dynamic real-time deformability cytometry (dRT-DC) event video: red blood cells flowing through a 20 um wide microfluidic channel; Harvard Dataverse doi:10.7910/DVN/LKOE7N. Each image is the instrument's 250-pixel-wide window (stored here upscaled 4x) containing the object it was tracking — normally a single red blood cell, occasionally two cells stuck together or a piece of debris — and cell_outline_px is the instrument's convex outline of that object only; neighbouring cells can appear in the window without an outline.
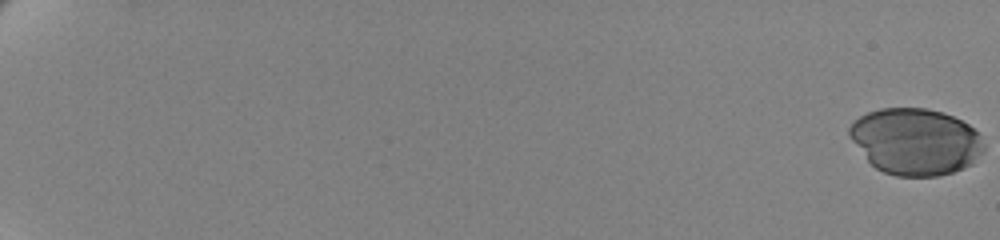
{"species": "human", "species_latin": "Homo sapiens", "temperature_condition": "cold", "stored_images_in_passage": 63, "camera_frame_rate_fps": 3000, "um_per_image_px": 0.085, "donor": {"sex": "female"}, "frame": {"image": 1, "passage_image": 1, "time_ms": 0.0, "image_size_px": [1000, 240], "cell_outline_px": [[984, 148], [972, 164], [964, 168], [940, 176], [896, 176], [884, 172], [876, 168], [868, 160], [848, 136], [848, 128], [860, 116], [868, 112], [880, 108], [928, 108], [944, 112], [968, 124], [976, 132]], "centroid_in_image_um": [77.8, 12.03], "position_along_channel_um": 7.2, "area_um2": 51.85}}